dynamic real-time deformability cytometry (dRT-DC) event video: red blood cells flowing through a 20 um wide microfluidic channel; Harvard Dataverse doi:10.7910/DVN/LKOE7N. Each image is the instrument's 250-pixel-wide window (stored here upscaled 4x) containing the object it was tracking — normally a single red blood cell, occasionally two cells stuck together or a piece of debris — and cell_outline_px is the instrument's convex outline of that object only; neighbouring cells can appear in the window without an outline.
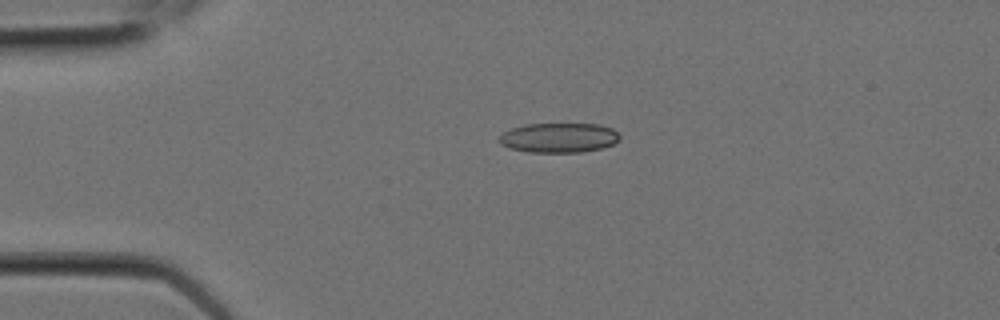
{"species": "Egyptian fruit bat (a non-hibernating species)", "species_latin": "Rousettus aegyptiacus", "temperature_condition": "room temperature", "stored_images_in_passage": 11, "camera_frame_rate_fps": 3000, "um_per_image_px": 0.085, "animal": {"sex": "female"}, "frame": {"image": 1, "passage_image": 4, "time_ms": 1.0, "image_size_px": [1000, 320], "cell_outline_px": [[620, 140], [612, 144], [600, 148], [580, 152], [528, 152], [512, 148], [500, 144], [496, 140], [504, 132], [512, 128], [524, 124], [600, 124], [612, 128], [620, 136]], "centroid_in_image_um": [47.49, 11.7], "position_along_channel_um": 37.5, "area_um2": 20.81}}
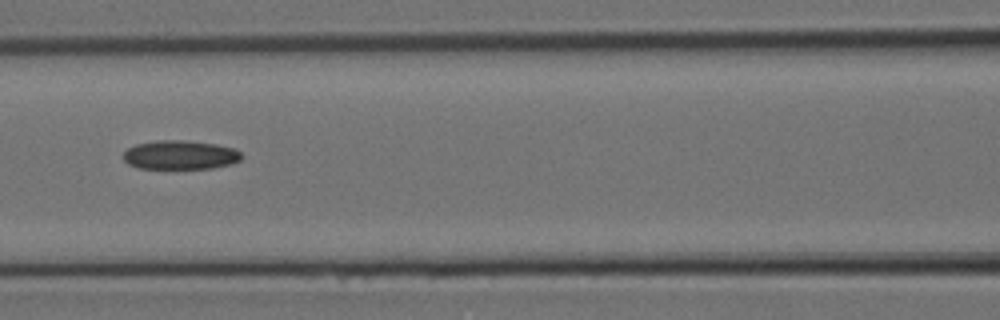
{"frame": {"image": 2, "passage_image": 8, "time_ms": 2.333, "image_size_px": [1000, 320], "cell_outline_px": [[244, 156], [240, 160], [232, 164], [212, 168], [140, 168], [128, 164], [124, 160], [124, 152], [128, 148], [136, 144], [160, 140], [184, 140], [216, 144], [236, 148]], "centroid_in_image_um": [15.36, 13.16], "position_along_channel_um": 151.2, "area_um2": 20.0}}
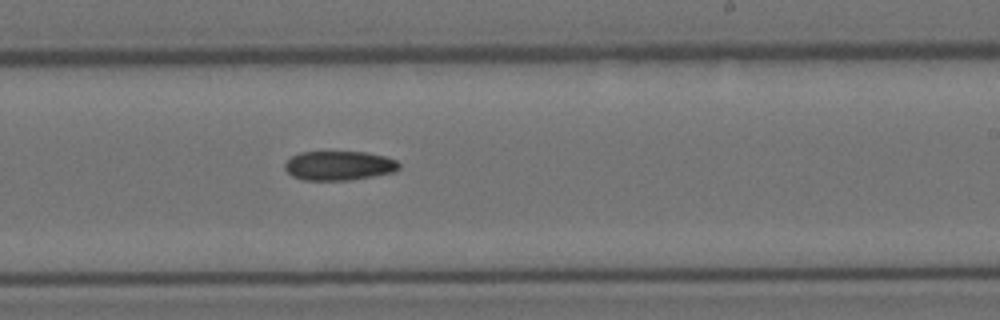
{"frame": {"image": 3, "passage_image": 11, "time_ms": 3.333, "image_size_px": [1000, 320], "cell_outline_px": [[400, 168], [392, 172], [372, 176], [348, 180], [304, 180], [292, 176], [284, 168], [284, 164], [292, 156], [300, 152], [364, 152], [384, 156], [396, 160], [400, 164]], "centroid_in_image_um": [28.8, 14.08], "position_along_channel_um": 260.2, "area_um2": 19.36}}